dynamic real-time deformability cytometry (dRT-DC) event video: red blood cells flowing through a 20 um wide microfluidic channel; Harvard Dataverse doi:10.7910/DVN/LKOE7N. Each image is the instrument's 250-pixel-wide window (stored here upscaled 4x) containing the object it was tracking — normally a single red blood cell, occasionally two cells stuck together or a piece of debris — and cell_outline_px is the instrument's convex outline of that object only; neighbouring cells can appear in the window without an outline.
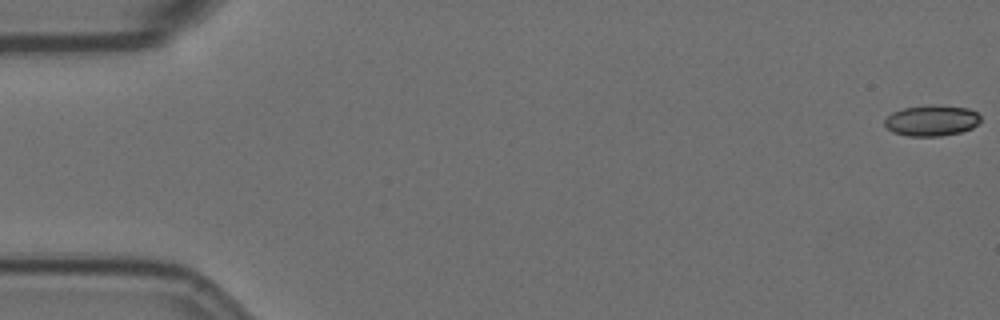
{"species": "Egyptian fruit bat (a non-hibernating species)", "species_latin": "Rousettus aegyptiacus", "temperature_condition": "room temperature", "stored_images_in_passage": 59, "camera_frame_rate_fps": 3000, "um_per_image_px": 0.085, "animal": {"sex": "female"}, "frame": {"image": 1, "passage_image": 1, "time_ms": 0.0, "image_size_px": [1000, 320], "cell_outline_px": [[980, 120], [972, 128], [960, 132], [940, 136], [908, 136], [892, 132], [884, 124], [884, 120], [892, 112], [904, 108], [924, 104], [936, 104], [968, 108], [976, 112], [980, 116]], "centroid_in_image_um": [79.17, 10.23], "position_along_channel_um": 5.8, "area_um2": 17.4}}
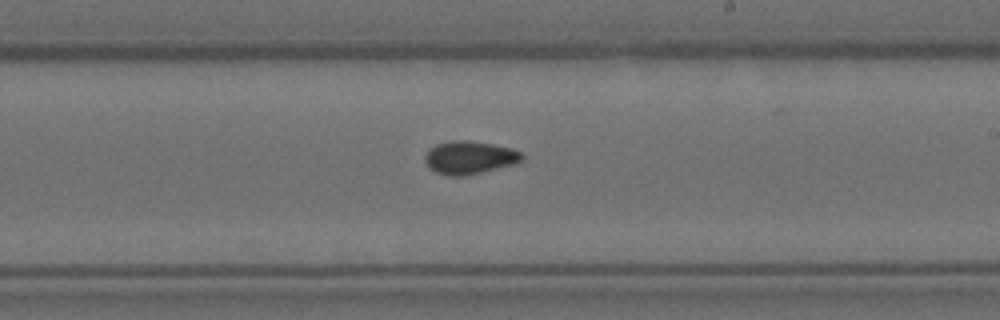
{"frame": {"image": 2, "passage_image": 34, "time_ms": 11.0, "image_size_px": [1000, 320], "cell_outline_px": [[524, 156], [516, 164], [464, 176], [448, 176], [436, 172], [424, 160], [424, 156], [436, 144], [452, 140], [464, 140], [492, 144], [512, 148], [520, 152]], "centroid_in_image_um": [39.92, 13.39], "position_along_channel_um": 249.1, "area_um2": 18.44}}
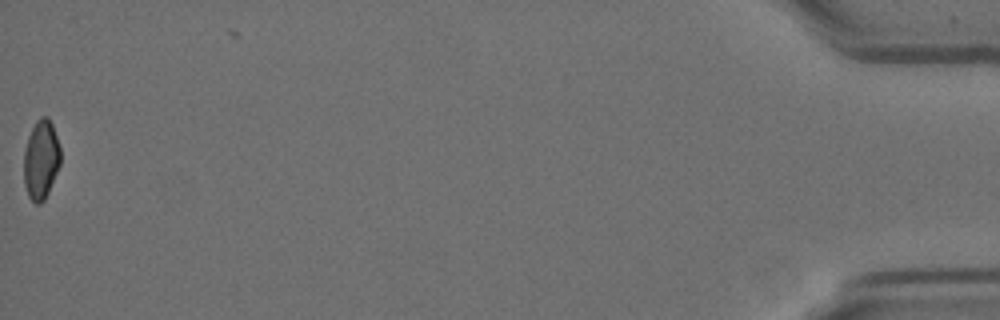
{"frame": {"image": 3, "passage_image": 58, "time_ms": 19.0, "image_size_px": [1000, 320], "cell_outline_px": [[60, 164], [48, 192], [44, 200], [40, 204], [36, 204], [28, 196], [24, 184], [24, 152], [28, 136], [36, 120], [40, 116], [48, 116], [52, 124], [60, 148]], "centroid_in_image_um": [3.48, 13.56], "position_along_channel_um": 431.7, "area_um2": 16.88}, "authors_computed_cell_mechanics": {"area_um2": 17.8024, "velocity_mm_per_s": 3.5529, "shape_relaxation_time_tau1_ms": null, "shape_relaxation_time_tau2_ms": 4.0445, "deformation_change_tau1": null, "deformation_change_tau2": 0.0649}}